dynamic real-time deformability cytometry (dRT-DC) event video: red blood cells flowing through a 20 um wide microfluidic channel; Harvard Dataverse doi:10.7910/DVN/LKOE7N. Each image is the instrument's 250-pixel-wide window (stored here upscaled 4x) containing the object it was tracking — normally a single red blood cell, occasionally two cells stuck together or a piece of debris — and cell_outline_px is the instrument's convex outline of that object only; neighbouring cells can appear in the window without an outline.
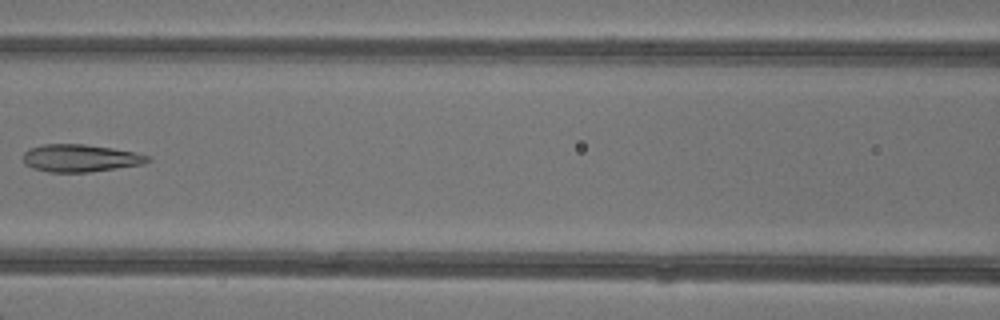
{"species": "common noctule bat (a hibernating species)", "species_latin": "Nyctalus noctula", "temperature_condition": "warm", "stored_images_in_passage": 7, "camera_frame_rate_fps": 3000, "um_per_image_px": 0.085, "animal": {"sex": "female"}, "frame": {"image": 1, "passage_image": 7, "time_ms": 7.0, "image_size_px": [1000, 320], "cell_outline_px": [[152, 160], [144, 164], [88, 172], [48, 172], [32, 168], [24, 164], [24, 152], [32, 148], [44, 144], [84, 144], [112, 148], [136, 152], [148, 156]], "centroid_in_image_um": [6.84, 13.44], "position_along_channel_um": 159.8, "area_um2": 19.88}}